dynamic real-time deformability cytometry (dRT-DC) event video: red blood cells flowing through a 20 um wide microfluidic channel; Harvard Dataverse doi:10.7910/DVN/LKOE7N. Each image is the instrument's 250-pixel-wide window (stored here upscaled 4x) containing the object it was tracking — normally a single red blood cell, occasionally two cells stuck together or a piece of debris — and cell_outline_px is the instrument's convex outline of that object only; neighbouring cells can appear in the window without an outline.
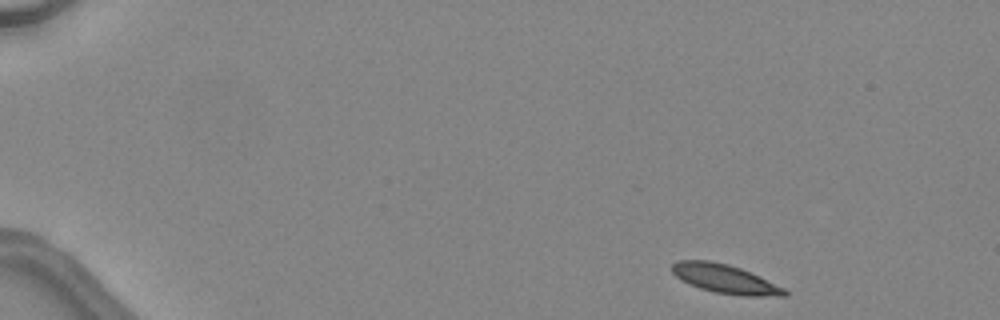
{"species": "common noctule bat (a hibernating species)", "species_latin": "Nyctalus noctula", "temperature_condition": "warm", "stored_images_in_passage": 21, "camera_frame_rate_fps": 3000, "um_per_image_px": 0.085, "animal": {"sex": "female", "body_mass_g": 24.6, "forearm_length_mm": 56.2}, "frame": {"image": 1, "passage_image": 1, "time_ms": 0.0, "image_size_px": [1000, 320], "cell_outline_px": [[788, 296], [744, 296], [716, 292], [700, 288], [680, 280], [668, 268], [676, 260], [708, 260], [728, 264], [740, 268], [784, 288], [788, 292]], "centroid_in_image_um": [61.57, 23.7], "position_along_channel_um": 23.4, "area_um2": 18.84}}
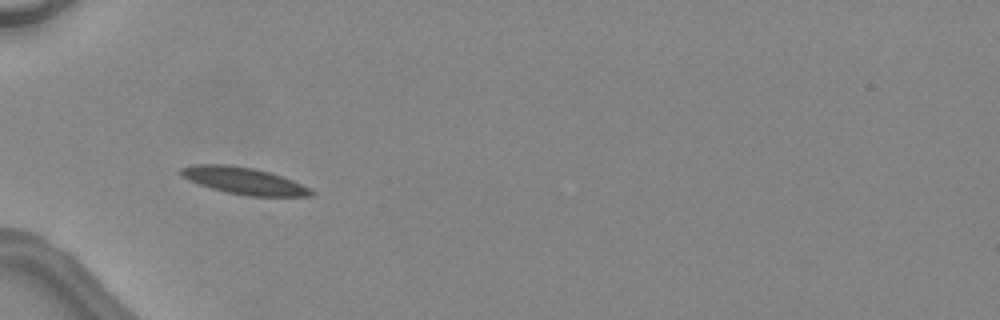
{"frame": {"image": 2, "passage_image": 12, "time_ms": 3.667, "image_size_px": [1000, 320], "cell_outline_px": [[316, 192], [312, 196], [248, 196], [224, 192], [188, 180], [180, 172], [180, 168], [192, 164], [228, 164], [252, 168], [268, 172], [292, 180], [312, 188]], "centroid_in_image_um": [20.75, 15.37], "position_along_channel_um": 64.2, "area_um2": 20.35}}